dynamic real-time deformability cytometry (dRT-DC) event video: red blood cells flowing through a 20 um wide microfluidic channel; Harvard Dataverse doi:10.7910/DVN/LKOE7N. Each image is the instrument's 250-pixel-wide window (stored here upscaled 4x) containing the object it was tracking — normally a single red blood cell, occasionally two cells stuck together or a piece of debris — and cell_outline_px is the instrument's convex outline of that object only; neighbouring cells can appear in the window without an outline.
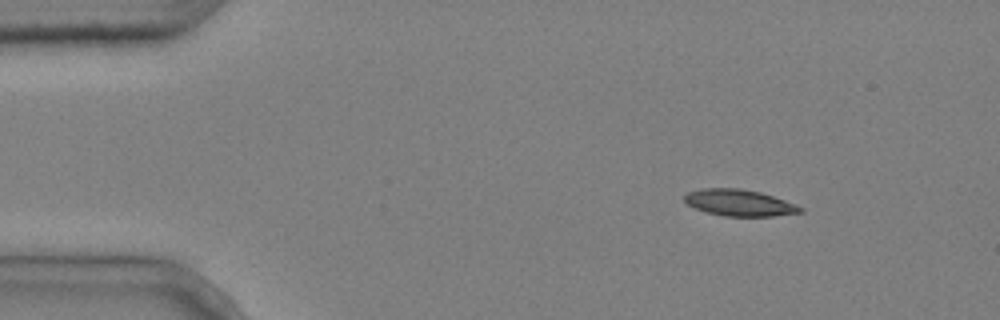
{"species": "common noctule bat (a hibernating species)", "species_latin": "Nyctalus noctula", "temperature_condition": "cold", "stored_images_in_passage": 4, "camera_frame_rate_fps": 3000, "um_per_image_px": 0.085, "animal": {"sex": "male", "body_mass_g": 20.4}, "frame": {"image": 1, "passage_image": 1, "time_ms": 0.0, "image_size_px": [1000, 320], "cell_outline_px": [[804, 212], [772, 216], [724, 216], [708, 212], [696, 208], [688, 204], [684, 200], [684, 196], [688, 192], [700, 188], [740, 188], [760, 192], [796, 204], [804, 208]], "centroid_in_image_um": [62.86, 17.23], "position_along_channel_um": 22.1, "area_um2": 17.8}}
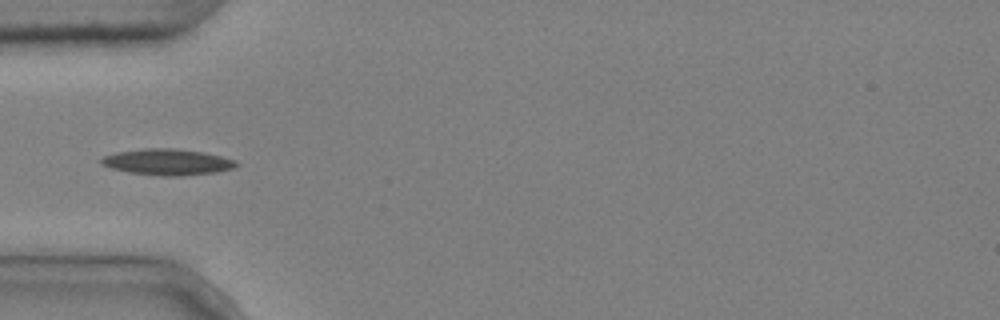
{"frame": {"image": 2, "passage_image": 4, "time_ms": 1.0, "image_size_px": [1000, 320], "cell_outline_px": [[240, 164], [232, 168], [216, 172], [180, 176], [160, 176], [128, 172], [112, 168], [100, 164], [100, 160], [104, 156], [116, 152], [144, 148], [172, 148], [204, 152], [236, 160]], "centroid_in_image_um": [14.22, 13.77], "position_along_channel_um": 70.8, "area_um2": 20.58}}